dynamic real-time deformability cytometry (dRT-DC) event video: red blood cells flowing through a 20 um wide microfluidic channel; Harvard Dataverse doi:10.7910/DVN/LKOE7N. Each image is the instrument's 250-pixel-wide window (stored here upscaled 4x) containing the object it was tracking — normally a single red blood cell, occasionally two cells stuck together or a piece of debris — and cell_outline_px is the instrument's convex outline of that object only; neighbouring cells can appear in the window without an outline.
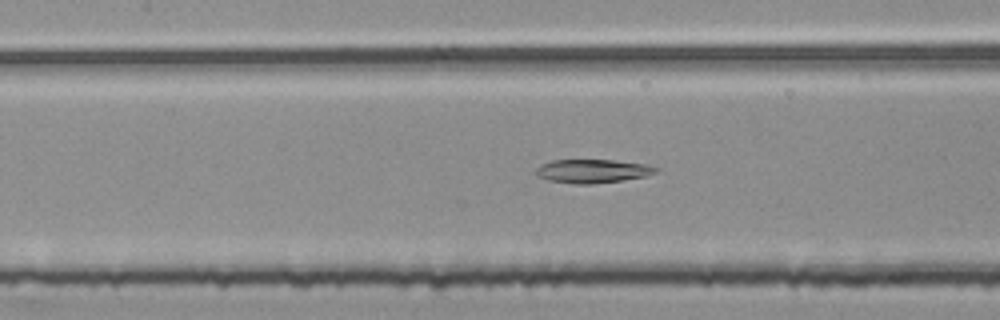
{"species": "common noctule bat (a hibernating species)", "species_latin": "Nyctalus noctula", "temperature_condition": "room temperature", "stored_images_in_passage": 53, "camera_frame_rate_fps": 3000, "um_per_image_px": 0.085, "animal": {"sex": "female", "body_mass_g": 25.1}, "frame": {"image": 1, "passage_image": 23, "time_ms": 7.333, "image_size_px": [1000, 320], "cell_outline_px": [[660, 168], [656, 172], [644, 176], [624, 180], [592, 184], [576, 184], [548, 180], [536, 176], [532, 172], [540, 164], [552, 160], [612, 160], [640, 164]], "centroid_in_image_um": [50.26, 14.55], "position_along_channel_um": 157.1, "area_um2": 16.47}}
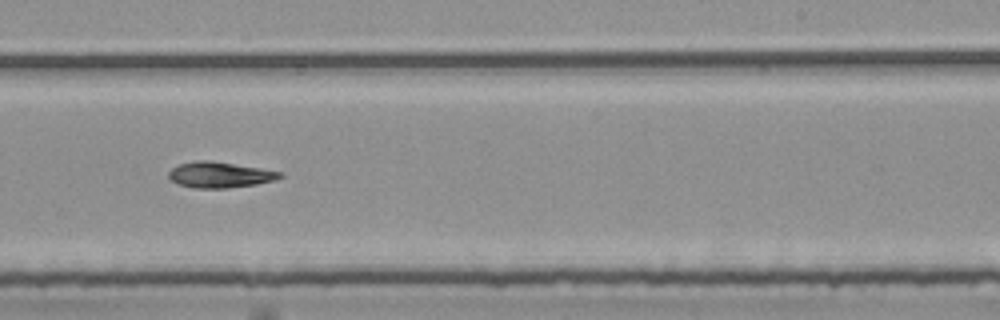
{"frame": {"image": 2, "passage_image": 32, "time_ms": 10.333, "image_size_px": [1000, 320], "cell_outline_px": [[284, 176], [276, 180], [256, 184], [228, 188], [192, 188], [180, 184], [172, 180], [168, 176], [168, 172], [176, 164], [192, 160], [212, 160], [284, 172]], "centroid_in_image_um": [18.69, 14.84], "position_along_channel_um": 270.3, "area_um2": 16.99}}
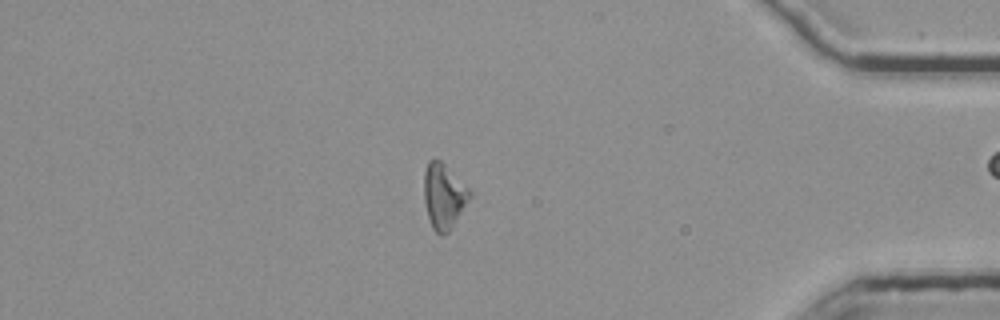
{"frame": {"image": 3, "passage_image": 45, "time_ms": 14.667, "image_size_px": [1000, 320], "cell_outline_px": [[472, 196], [448, 232], [436, 232], [432, 228], [428, 216], [424, 200], [424, 172], [428, 160], [440, 160], [472, 192]], "centroid_in_image_um": [37.71, 16.65], "position_along_channel_um": 397.5, "area_um2": 16.94}}